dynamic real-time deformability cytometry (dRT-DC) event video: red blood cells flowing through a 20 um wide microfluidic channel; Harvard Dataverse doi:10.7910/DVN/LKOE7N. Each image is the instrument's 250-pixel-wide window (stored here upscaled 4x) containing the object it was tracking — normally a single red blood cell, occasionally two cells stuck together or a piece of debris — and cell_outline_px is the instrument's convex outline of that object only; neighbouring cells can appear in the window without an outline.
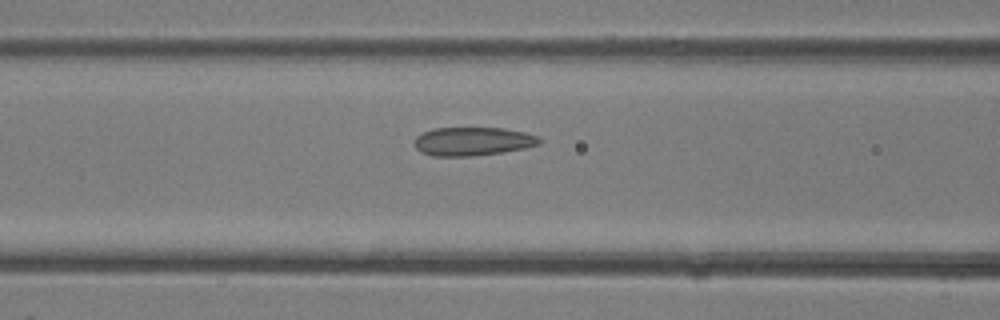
{"species": "common noctule bat (a hibernating species)", "species_latin": "Nyctalus noctula", "temperature_condition": "room temperature", "stored_images_in_passage": 11, "camera_frame_rate_fps": 3000, "um_per_image_px": 0.085, "animal": {"sex": "female"}, "frame": {"image": 1, "passage_image": 7, "time_ms": 2.0, "image_size_px": [1000, 320], "cell_outline_px": [[540, 144], [524, 148], [504, 152], [472, 156], [432, 156], [420, 152], [416, 148], [416, 136], [424, 132], [436, 128], [504, 128], [524, 132], [536, 136], [540, 140]], "centroid_in_image_um": [40.18, 12.02], "position_along_channel_um": 126.4, "area_um2": 20.63}}
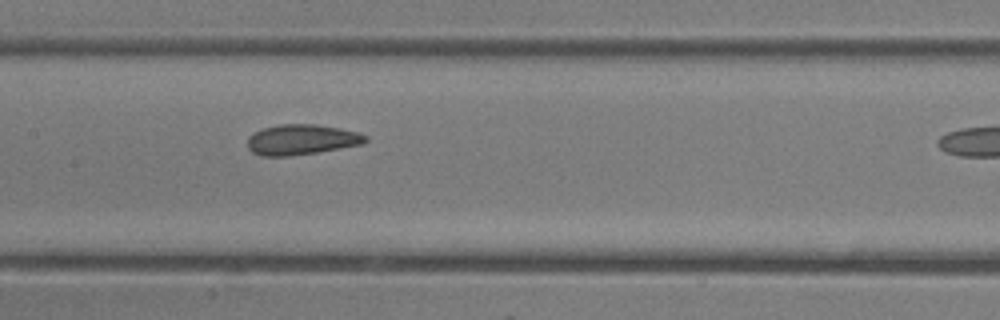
{"frame": {"image": 2, "passage_image": 10, "time_ms": 3.0, "image_size_px": [1000, 320], "cell_outline_px": [[368, 140], [360, 144], [340, 148], [316, 152], [288, 156], [260, 156], [252, 152], [248, 148], [248, 136], [264, 128], [276, 124], [316, 124], [340, 128], [360, 132], [368, 136]], "centroid_in_image_um": [25.63, 11.86], "position_along_channel_um": 181.8, "area_um2": 20.87}}